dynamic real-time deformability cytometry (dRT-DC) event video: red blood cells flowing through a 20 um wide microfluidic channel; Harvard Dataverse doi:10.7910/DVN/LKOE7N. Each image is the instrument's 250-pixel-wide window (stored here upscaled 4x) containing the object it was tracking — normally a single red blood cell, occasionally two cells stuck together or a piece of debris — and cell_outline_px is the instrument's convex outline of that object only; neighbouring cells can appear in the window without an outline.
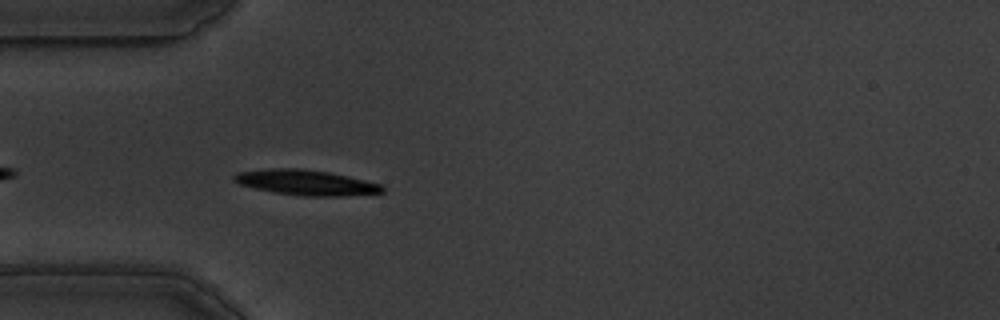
{"species": "common noctule bat (a hibernating species)", "species_latin": "Nyctalus noctula", "temperature_condition": "warm", "stored_images_in_passage": 8, "camera_frame_rate_fps": 3000, "um_per_image_px": 0.085, "animal": {"sex": "male", "body_mass_g": 19.5, "forearm_length_mm": 54.6}, "frame": {"image": 1, "passage_image": 4, "time_ms": 1.0, "image_size_px": [1000, 320], "cell_outline_px": [[384, 192], [340, 196], [304, 196], [272, 192], [240, 184], [232, 180], [232, 176], [236, 172], [268, 168], [300, 168], [328, 172], [348, 176], [380, 184], [384, 188]], "centroid_in_image_um": [25.96, 15.51], "position_along_channel_um": 59.0, "area_um2": 21.79}}
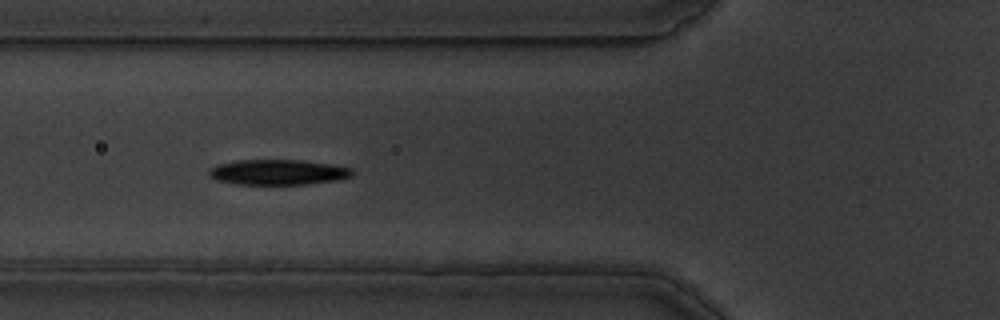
{"frame": {"image": 2, "passage_image": 8, "time_ms": 2.333, "image_size_px": [1000, 320], "cell_outline_px": [[356, 172], [352, 176], [340, 180], [304, 184], [236, 184], [216, 180], [208, 176], [208, 172], [216, 164], [236, 160], [300, 160], [332, 164], [352, 168]], "centroid_in_image_um": [23.66, 14.63], "position_along_channel_um": 102.1, "area_um2": 21.33}}